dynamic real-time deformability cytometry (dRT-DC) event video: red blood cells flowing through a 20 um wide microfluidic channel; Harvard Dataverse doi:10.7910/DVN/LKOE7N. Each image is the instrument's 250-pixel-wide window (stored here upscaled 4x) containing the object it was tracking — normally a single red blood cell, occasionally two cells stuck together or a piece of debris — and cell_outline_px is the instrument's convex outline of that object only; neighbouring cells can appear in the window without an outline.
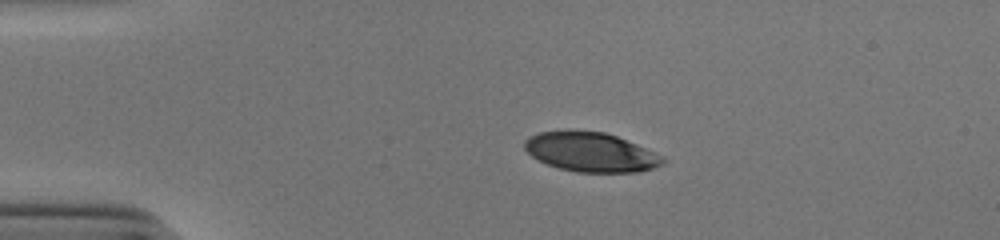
{"species": "human", "species_latin": "Homo sapiens", "temperature_condition": "cold", "stored_images_in_passage": 42, "camera_frame_rate_fps": 3000, "um_per_image_px": 0.085, "donor": {"sex": "male"}, "frame": {"image": 1, "passage_image": 1, "time_ms": 0.0, "image_size_px": [1000, 240], "cell_outline_px": [[664, 164], [640, 172], [576, 172], [560, 168], [548, 164], [532, 156], [524, 148], [524, 140], [528, 136], [540, 132], [568, 128], [572, 128], [604, 132], [616, 136], [636, 144], [664, 156]], "centroid_in_image_um": [50.19, 12.89], "position_along_channel_um": 34.8, "area_um2": 32.14}}
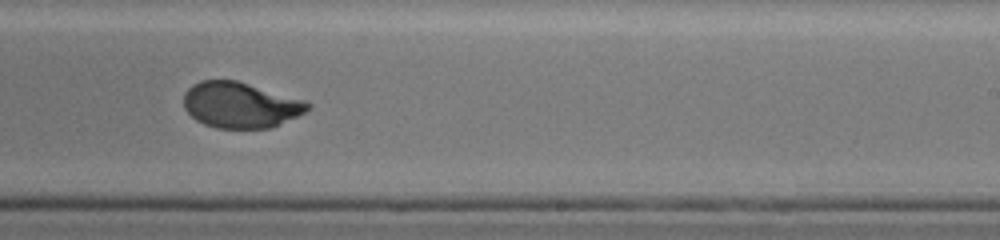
{"frame": {"image": 2, "passage_image": 23, "time_ms": 7.333, "image_size_px": [1000, 240], "cell_outline_px": [[312, 104], [304, 112], [272, 128], [216, 128], [204, 124], [196, 120], [184, 108], [184, 92], [192, 84], [200, 80], [236, 80], [304, 100]], "centroid_in_image_um": [20.4, 8.92], "position_along_channel_um": 268.6, "area_um2": 32.89}}
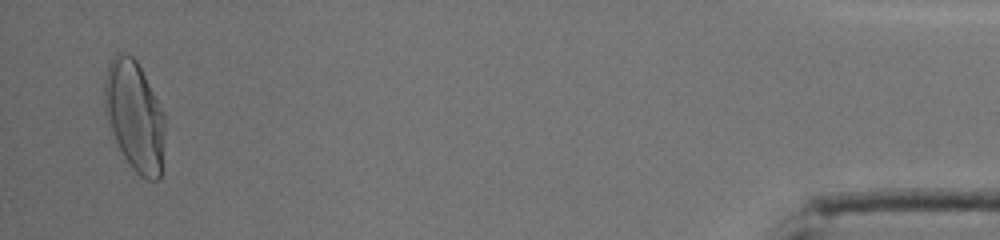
{"frame": {"image": 3, "passage_image": 41, "time_ms": 13.333, "image_size_px": [1000, 240], "cell_outline_px": [[164, 132], [160, 180], [148, 180], [140, 176], [132, 168], [124, 156], [116, 140], [104, 112], [104, 80], [108, 64], [112, 56], [116, 52], [124, 52], [132, 56], [136, 60], [164, 112]], "centroid_in_image_um": [11.42, 9.82], "position_along_channel_um": 423.8, "area_um2": 38.61}, "authors_computed_cell_mechanics": {"area_um2": 34.68, "velocity_mm_per_s": 3.8888, "shape_relaxation_time_tau1_ms": 3.7836, "shape_relaxation_time_tau2_ms": null, "deformation_change_tau1": 0.1976, "deformation_change_tau2": null}}